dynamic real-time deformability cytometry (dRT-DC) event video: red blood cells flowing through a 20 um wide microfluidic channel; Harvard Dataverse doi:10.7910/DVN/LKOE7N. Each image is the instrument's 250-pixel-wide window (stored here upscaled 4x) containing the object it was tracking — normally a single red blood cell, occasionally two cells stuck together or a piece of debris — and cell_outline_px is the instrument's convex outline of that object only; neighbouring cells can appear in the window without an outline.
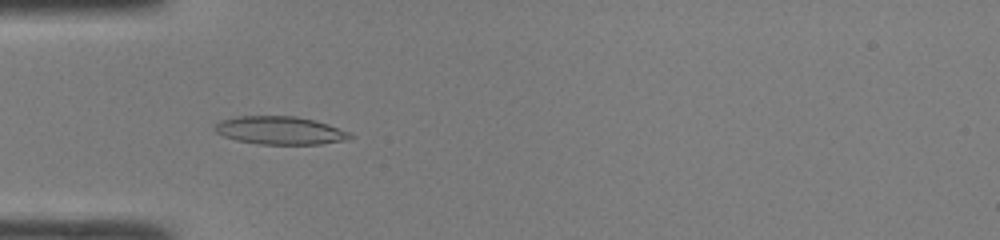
{"species": "common noctule bat (a hibernating species)", "species_latin": "Nyctalus noctula", "temperature_condition": "room temperature", "stored_images_in_passage": 43, "camera_frame_rate_fps": 3000, "um_per_image_px": 0.085, "animal": {"sex": "male", "body_mass_g": 19.0, "forearm_length_mm": 50.8}, "frame": {"image": 1, "passage_image": 10, "time_ms": 3.0, "image_size_px": [1000, 240], "cell_outline_px": [[356, 136], [348, 140], [320, 144], [260, 144], [236, 140], [224, 136], [216, 132], [212, 128], [220, 120], [236, 116], [296, 116], [316, 120], [352, 132]], "centroid_in_image_um": [23.85, 11.08], "position_along_channel_um": 61.1, "area_um2": 22.43}}
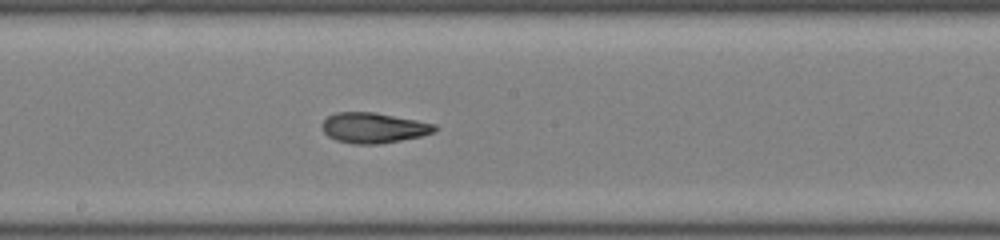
{"frame": {"image": 2, "passage_image": 21, "time_ms": 6.667, "image_size_px": [1000, 240], "cell_outline_px": [[440, 128], [436, 132], [420, 136], [380, 144], [352, 144], [336, 140], [328, 136], [324, 132], [324, 120], [328, 116], [336, 112], [376, 112], [436, 124]], "centroid_in_image_um": [31.8, 10.86], "position_along_channel_um": 216.4, "area_um2": 19.94}}
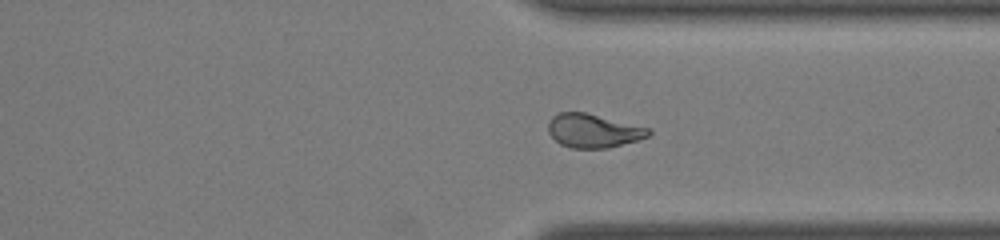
{"frame": {"image": 3, "passage_image": 31, "time_ms": 10.0, "image_size_px": [1000, 240], "cell_outline_px": [[652, 132], [648, 136], [636, 140], [608, 148], [572, 148], [560, 144], [548, 132], [548, 124], [552, 116], [560, 112], [584, 112], [648, 128]], "centroid_in_image_um": [50.39, 11.12], "position_along_channel_um": 361.0, "area_um2": 19.36}, "authors_computed_cell_mechanics": {"area_um2": 20.4612, "velocity_mm_per_s": 4.3166, "shape_relaxation_time_tau1_ms": null, "shape_relaxation_time_tau2_ms": 1.808, "deformation_change_tau1": null, "deformation_change_tau2": 0.0812}}